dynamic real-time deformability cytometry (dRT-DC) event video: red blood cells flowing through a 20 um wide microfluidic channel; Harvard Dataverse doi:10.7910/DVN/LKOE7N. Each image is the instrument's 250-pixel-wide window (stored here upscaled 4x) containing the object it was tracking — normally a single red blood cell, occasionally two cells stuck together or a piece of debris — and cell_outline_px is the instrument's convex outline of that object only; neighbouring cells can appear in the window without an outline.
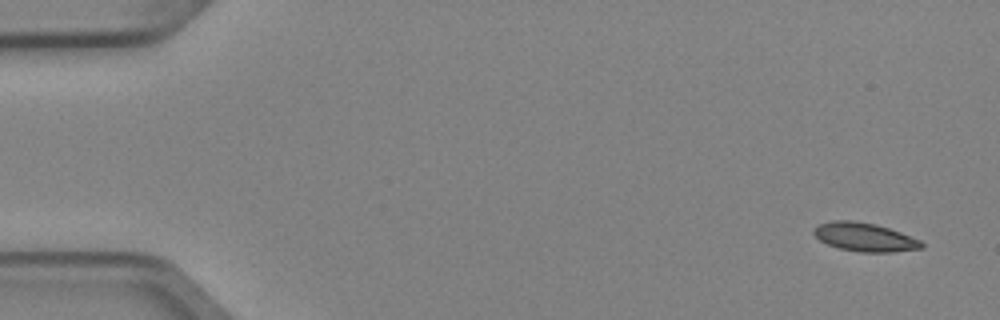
{"species": "Egyptian fruit bat (a non-hibernating species)", "species_latin": "Rousettus aegyptiacus", "temperature_condition": "cold", "stored_images_in_passage": 4, "camera_frame_rate_fps": 3000, "um_per_image_px": 0.085, "animal": {"sex": "female"}, "frame": {"image": 1, "passage_image": 1, "time_ms": 0.0, "image_size_px": [1000, 320], "cell_outline_px": [[924, 248], [892, 252], [860, 252], [840, 248], [828, 244], [820, 240], [812, 232], [812, 228], [816, 224], [832, 220], [852, 220], [876, 224], [900, 232], [920, 240], [924, 244]], "centroid_in_image_um": [73.47, 20.14], "position_along_channel_um": 11.5, "area_um2": 18.03}}
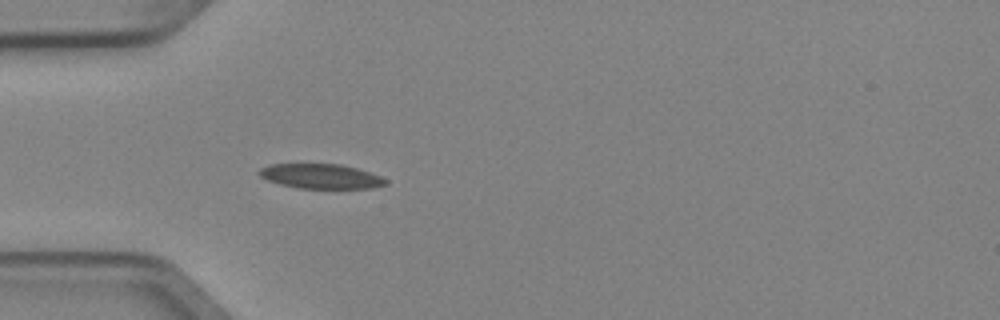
{"frame": {"image": 2, "passage_image": 4, "time_ms": 1.0, "image_size_px": [1000, 320], "cell_outline_px": [[388, 184], [372, 188], [300, 188], [280, 184], [268, 180], [260, 176], [256, 172], [260, 168], [268, 164], [340, 164], [356, 168], [380, 176], [388, 180]], "centroid_in_image_um": [27.26, 14.98], "position_along_channel_um": 57.7, "area_um2": 18.15}}